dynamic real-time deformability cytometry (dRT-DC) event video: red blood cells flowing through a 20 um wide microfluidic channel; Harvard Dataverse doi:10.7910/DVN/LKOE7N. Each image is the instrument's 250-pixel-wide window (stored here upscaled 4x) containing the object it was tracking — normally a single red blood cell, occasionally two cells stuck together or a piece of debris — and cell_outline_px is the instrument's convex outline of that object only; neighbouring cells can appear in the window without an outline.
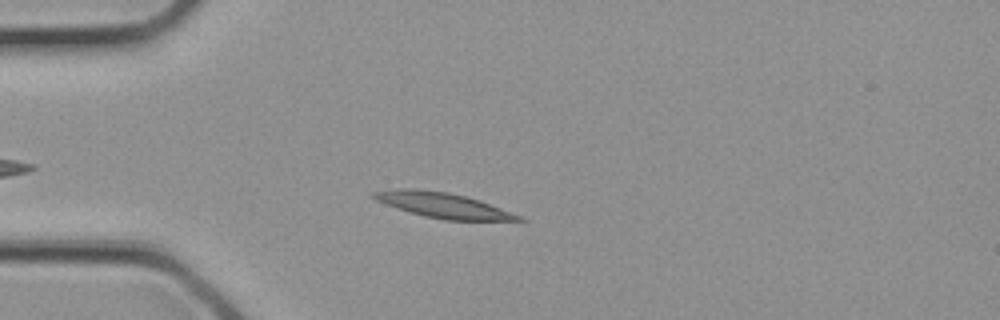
{"species": "common noctule bat (a hibernating species)", "species_latin": "Nyctalus noctula", "temperature_condition": "cold", "stored_images_in_passage": 3, "camera_frame_rate_fps": 3000, "um_per_image_px": 0.085, "animal": {"sex": "female", "body_mass_g": 21.9}, "frame": {"image": 1, "passage_image": 3, "time_ms": 0.667, "image_size_px": [1000, 320], "cell_outline_px": [[528, 220], [444, 220], [424, 216], [396, 208], [376, 200], [368, 196], [372, 192], [400, 188], [416, 188], [448, 192], [480, 200], [520, 216]], "centroid_in_image_um": [37.58, 17.43], "position_along_channel_um": 47.4, "area_um2": 21.1}}